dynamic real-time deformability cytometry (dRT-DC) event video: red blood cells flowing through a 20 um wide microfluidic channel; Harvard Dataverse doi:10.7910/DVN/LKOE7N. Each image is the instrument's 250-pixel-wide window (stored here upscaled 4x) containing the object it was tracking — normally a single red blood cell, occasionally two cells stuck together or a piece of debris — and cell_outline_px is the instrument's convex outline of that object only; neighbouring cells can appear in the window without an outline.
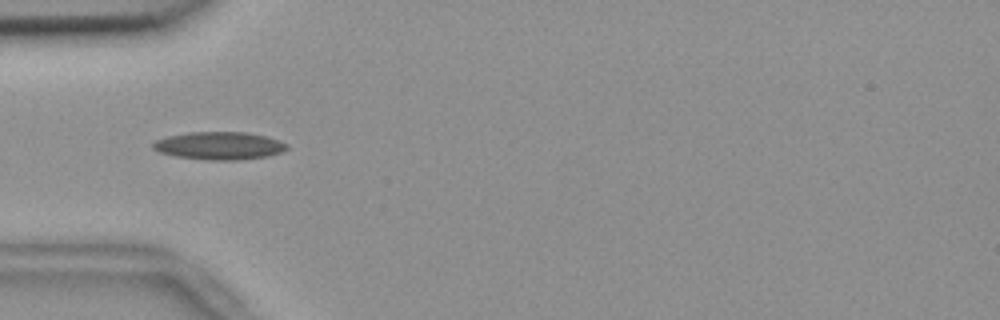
{"species": "common noctule bat (a hibernating species)", "species_latin": "Nyctalus noctula", "temperature_condition": "room temperature", "stored_images_in_passage": 50, "camera_frame_rate_fps": 3000, "um_per_image_px": 0.085, "animal": {"sex": "female", "body_mass_g": 18.4}, "frame": {"image": 1, "passage_image": 12, "time_ms": 3.667, "image_size_px": [1000, 320], "cell_outline_px": [[288, 148], [284, 152], [268, 156], [240, 160], [204, 160], [176, 156], [160, 152], [152, 148], [152, 144], [156, 140], [168, 136], [188, 132], [244, 132], [264, 136], [288, 144]], "centroid_in_image_um": [18.64, 12.39], "position_along_channel_um": 66.4, "area_um2": 21.68}}
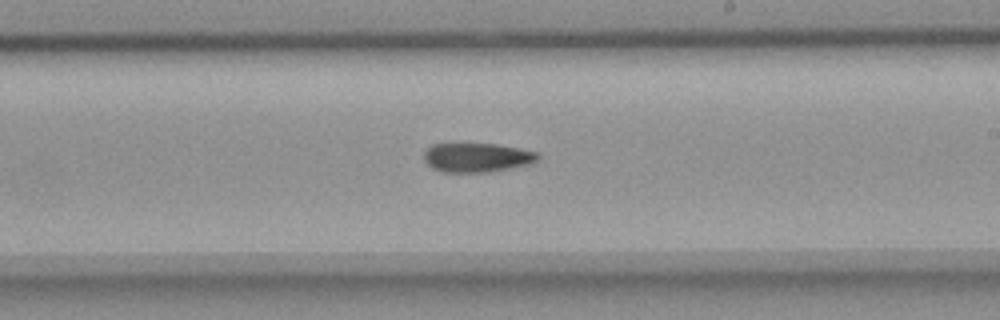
{"frame": {"image": 2, "passage_image": 27, "time_ms": 8.667, "image_size_px": [1000, 320], "cell_outline_px": [[540, 160], [528, 164], [488, 172], [444, 172], [432, 168], [424, 160], [424, 152], [432, 144], [496, 144], [520, 148], [540, 152]], "centroid_in_image_um": [40.57, 13.38], "position_along_channel_um": 248.4, "area_um2": 19.36}}
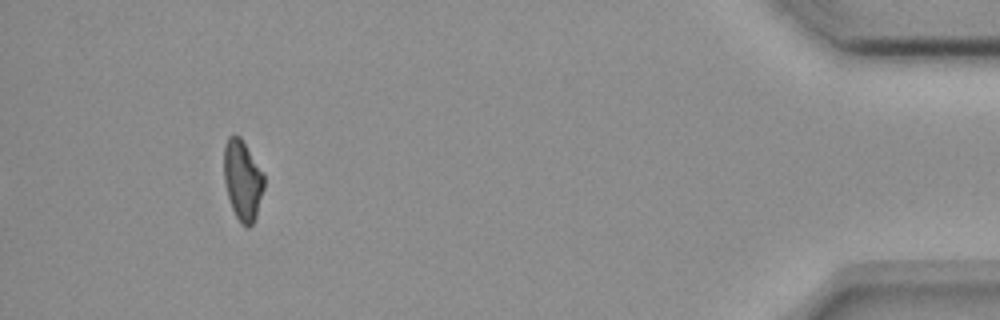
{"frame": {"image": 3, "passage_image": 46, "time_ms": 15.0, "image_size_px": [1000, 320], "cell_outline_px": [[264, 188], [256, 216], [252, 224], [248, 228], [240, 224], [232, 208], [228, 196], [224, 180], [224, 144], [228, 136], [240, 136], [264, 172]], "centroid_in_image_um": [20.63, 15.31], "position_along_channel_um": 414.6, "area_um2": 18.84}, "authors_computed_cell_mechanics": {"area_um2": 19.5075, "velocity_mm_per_s": 3.6673, "shape_relaxation_time_tau1_ms": null, "shape_relaxation_time_tau2_ms": 7.4926, "deformation_change_tau1": null, "deformation_change_tau2": 0.1637}}